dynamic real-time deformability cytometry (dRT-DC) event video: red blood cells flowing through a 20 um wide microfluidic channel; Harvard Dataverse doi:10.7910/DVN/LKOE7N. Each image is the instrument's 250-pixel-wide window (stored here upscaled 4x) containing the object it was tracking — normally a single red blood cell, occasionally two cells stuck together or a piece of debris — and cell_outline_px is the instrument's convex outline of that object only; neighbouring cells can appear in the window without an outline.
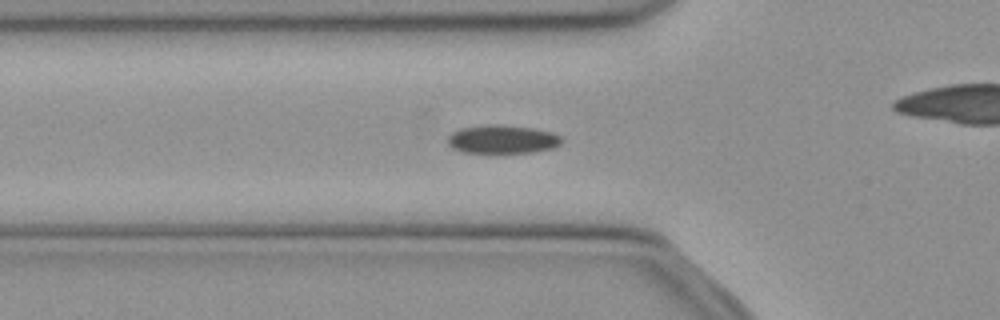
{"species": "common noctule bat (a hibernating species)", "species_latin": "Nyctalus noctula", "temperature_condition": "cold", "stored_images_in_passage": 39, "camera_frame_rate_fps": 3000, "um_per_image_px": 0.085, "animal": {"sex": "female", "body_mass_g": 21.9}, "frame": {"image": 1, "passage_image": 12, "time_ms": 3.667, "image_size_px": [1000, 320], "cell_outline_px": [[564, 140], [560, 144], [552, 148], [532, 152], [460, 152], [452, 148], [448, 144], [448, 136], [452, 132], [460, 128], [488, 124], [500, 124], [532, 128], [552, 132], [560, 136]], "centroid_in_image_um": [42.69, 11.83], "position_along_channel_um": 83.1, "area_um2": 18.9}}